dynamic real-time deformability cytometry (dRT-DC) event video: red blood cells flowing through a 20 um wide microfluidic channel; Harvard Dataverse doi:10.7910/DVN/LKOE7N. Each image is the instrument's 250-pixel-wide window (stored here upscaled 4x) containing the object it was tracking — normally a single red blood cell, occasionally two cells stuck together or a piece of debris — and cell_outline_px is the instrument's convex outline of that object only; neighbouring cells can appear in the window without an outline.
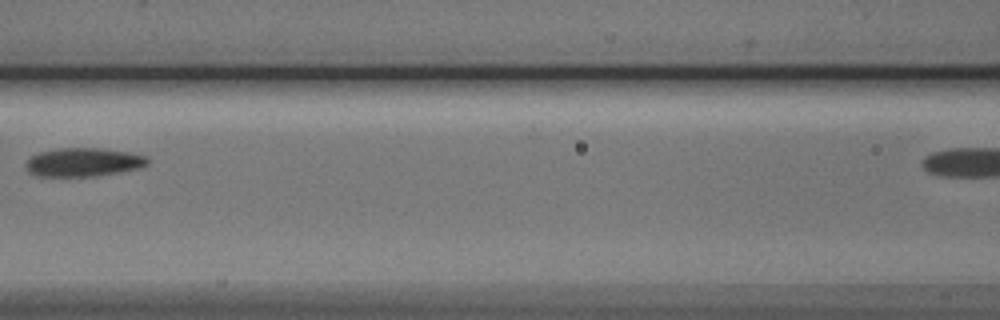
{"species": "Egyptian fruit bat (a non-hibernating species)", "species_latin": "Rousettus aegyptiacus", "temperature_condition": "cold", "stored_images_in_passage": 9, "segment_of_instrument_passage": [1, 2], "camera_frame_rate_fps": 3000, "um_per_image_px": 0.085, "animal": {"sex": "male"}, "frame": {"image": 1, "passage_image": 7, "time_ms": 8.0, "image_size_px": [1000, 320], "cell_outline_px": [[148, 164], [140, 168], [120, 172], [96, 176], [36, 176], [28, 172], [28, 160], [32, 156], [40, 152], [56, 148], [100, 148], [128, 152], [148, 156]], "centroid_in_image_um": [7.13, 13.78], "position_along_channel_um": 159.5, "area_um2": 20.23}}
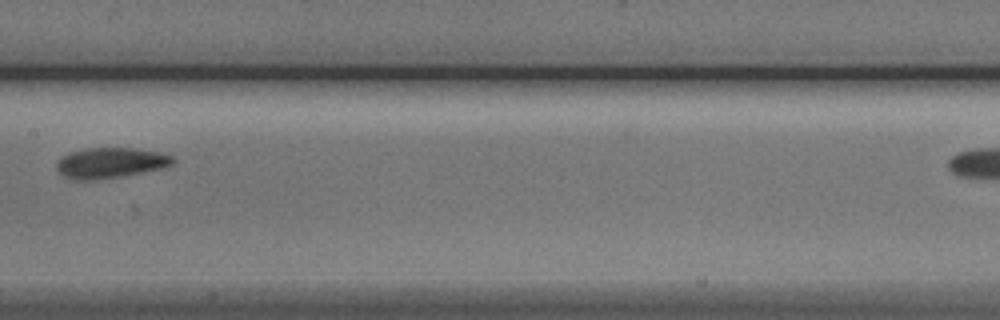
{"frame": {"image": 2, "passage_image": 8, "time_ms": 9.0, "image_size_px": [1000, 320], "cell_outline_px": [[176, 160], [172, 164], [160, 168], [120, 176], [88, 180], [76, 180], [64, 176], [56, 168], [56, 164], [60, 156], [68, 152], [84, 148], [136, 148], [160, 152], [172, 156]], "centroid_in_image_um": [9.35, 13.82], "position_along_channel_um": 198.1, "area_um2": 20.52}}